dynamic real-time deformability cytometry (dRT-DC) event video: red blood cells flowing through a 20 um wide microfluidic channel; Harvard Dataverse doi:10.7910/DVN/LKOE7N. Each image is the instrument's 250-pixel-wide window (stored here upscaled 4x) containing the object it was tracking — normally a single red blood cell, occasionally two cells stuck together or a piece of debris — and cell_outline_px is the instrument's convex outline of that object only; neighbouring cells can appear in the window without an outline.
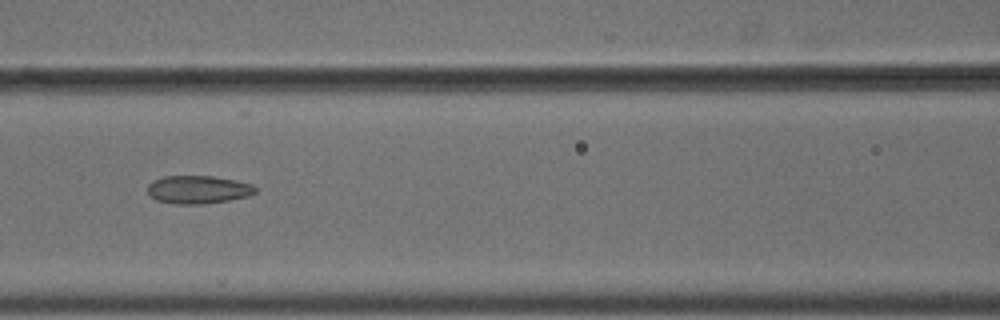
{"species": "common noctule bat (a hibernating species)", "species_latin": "Nyctalus noctula", "temperature_condition": "cold", "stored_images_in_passage": 11, "camera_frame_rate_fps": 3000, "um_per_image_px": 0.085, "animal": {"sex": "male", "body_mass_g": 18.8}, "frame": {"image": 1, "passage_image": 7, "time_ms": 2.0, "image_size_px": [1000, 320], "cell_outline_px": [[256, 192], [248, 196], [228, 200], [204, 204], [176, 204], [156, 200], [148, 192], [148, 184], [152, 180], [164, 176], [212, 176], [236, 180], [252, 184], [256, 188]], "centroid_in_image_um": [16.84, 16.11], "position_along_channel_um": 149.8, "area_um2": 17.63}}
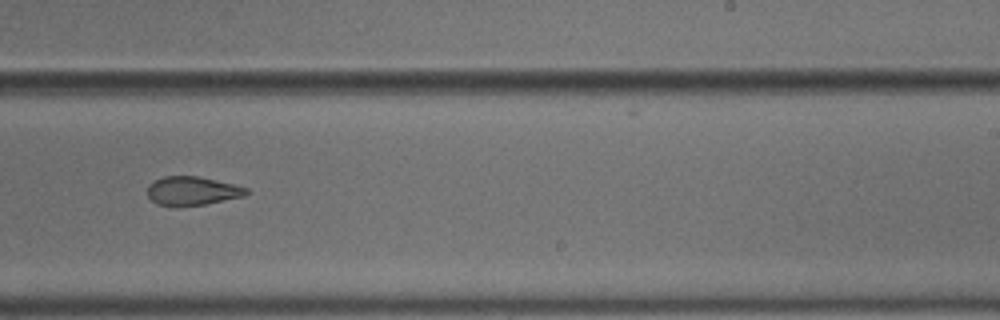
{"frame": {"image": 2, "passage_image": 10, "time_ms": 3.0, "image_size_px": [1000, 320], "cell_outline_px": [[248, 192], [244, 196], [204, 204], [180, 208], [172, 208], [156, 204], [148, 196], [148, 184], [164, 176], [200, 176], [248, 188]], "centroid_in_image_um": [16.29, 16.25], "position_along_channel_um": 272.7, "area_um2": 16.82}}
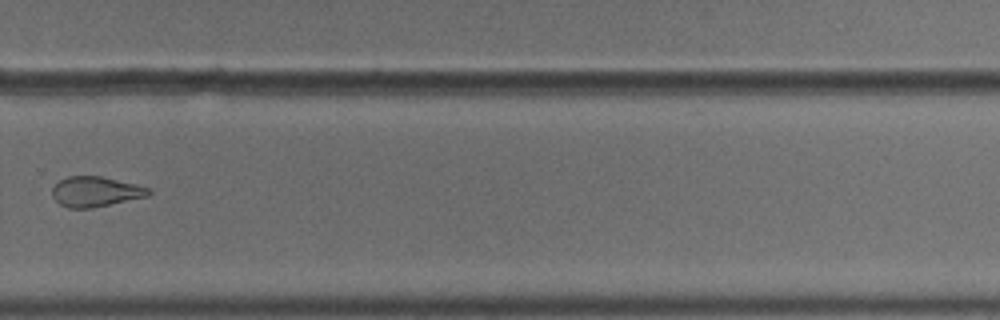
{"frame": {"image": 3, "passage_image": 11, "time_ms": 3.333, "image_size_px": [1000, 320], "cell_outline_px": [[152, 192], [148, 196], [92, 208], [68, 208], [60, 204], [52, 196], [52, 188], [60, 180], [68, 176], [100, 176], [136, 184], [148, 188]], "centroid_in_image_um": [8.11, 16.29], "position_along_channel_um": 321.7, "area_um2": 16.82}}